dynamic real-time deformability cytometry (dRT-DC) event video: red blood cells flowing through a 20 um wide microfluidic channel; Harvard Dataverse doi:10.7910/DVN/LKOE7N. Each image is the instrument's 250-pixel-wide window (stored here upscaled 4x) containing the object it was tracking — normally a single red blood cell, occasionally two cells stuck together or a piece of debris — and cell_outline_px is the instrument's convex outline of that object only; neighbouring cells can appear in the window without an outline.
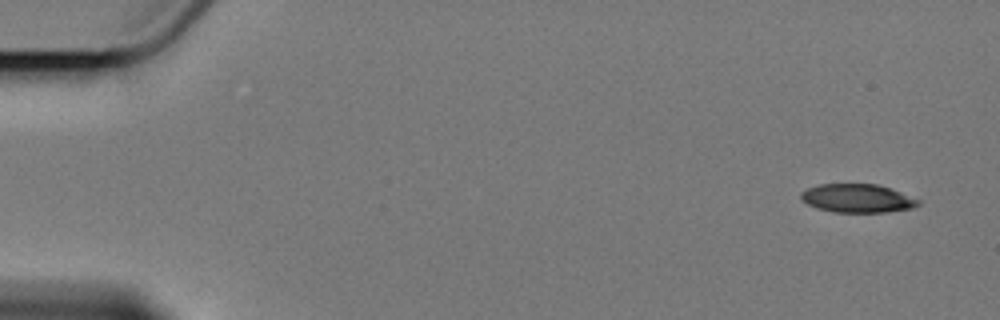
{"species": "Egyptian fruit bat (a non-hibernating species)", "species_latin": "Rousettus aegyptiacus", "temperature_condition": "cold", "stored_images_in_passage": 6, "segment_of_instrument_passage": [1, 2], "camera_frame_rate_fps": 3000, "um_per_image_px": 0.085, "animal": {"sex": "female"}, "frame": {"image": 1, "passage_image": 1, "time_ms": 0.0, "image_size_px": [1000, 320], "cell_outline_px": [[920, 204], [912, 208], [884, 212], [832, 212], [816, 208], [808, 204], [800, 196], [800, 192], [808, 188], [820, 184], [876, 184], [892, 188], [920, 200]], "centroid_in_image_um": [72.89, 16.85], "position_along_channel_um": 12.1, "area_um2": 19.48}}
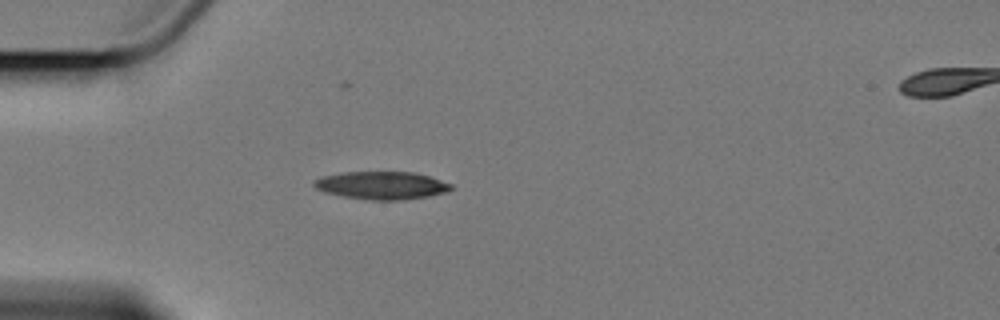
{"frame": {"image": 2, "passage_image": 5, "time_ms": 4.667, "image_size_px": [1000, 320], "cell_outline_px": [[452, 188], [448, 192], [428, 196], [404, 200], [372, 200], [344, 196], [324, 192], [316, 188], [312, 184], [312, 180], [324, 176], [344, 172], [412, 172], [428, 176], [452, 184]], "centroid_in_image_um": [32.44, 15.76], "position_along_channel_um": 52.6, "area_um2": 22.14}}